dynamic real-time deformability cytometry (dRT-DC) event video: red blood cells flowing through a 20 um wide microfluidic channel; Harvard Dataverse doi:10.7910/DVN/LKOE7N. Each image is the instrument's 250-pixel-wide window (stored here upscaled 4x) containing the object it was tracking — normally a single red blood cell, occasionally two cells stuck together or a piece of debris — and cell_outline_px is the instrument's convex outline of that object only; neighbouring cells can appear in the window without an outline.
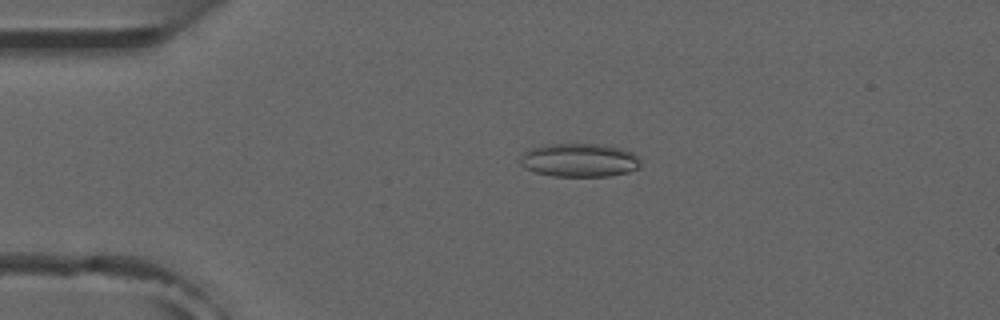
{"species": "common noctule bat (a hibernating species)", "species_latin": "Nyctalus noctula", "temperature_condition": "room temperature", "stored_images_in_passage": 5, "camera_frame_rate_fps": 3000, "um_per_image_px": 0.085, "animal": {"sex": "male", "forearm_length_mm": 52.5}, "frame": {"image": 1, "passage_image": 4, "time_ms": 3.667, "image_size_px": [1000, 320], "cell_outline_px": [[640, 168], [628, 172], [612, 176], [552, 176], [536, 172], [524, 168], [520, 164], [520, 156], [528, 148], [544, 144], [608, 144], [624, 148], [632, 152], [640, 160]], "centroid_in_image_um": [49.25, 13.6], "position_along_channel_um": 35.7, "area_um2": 23.99}}